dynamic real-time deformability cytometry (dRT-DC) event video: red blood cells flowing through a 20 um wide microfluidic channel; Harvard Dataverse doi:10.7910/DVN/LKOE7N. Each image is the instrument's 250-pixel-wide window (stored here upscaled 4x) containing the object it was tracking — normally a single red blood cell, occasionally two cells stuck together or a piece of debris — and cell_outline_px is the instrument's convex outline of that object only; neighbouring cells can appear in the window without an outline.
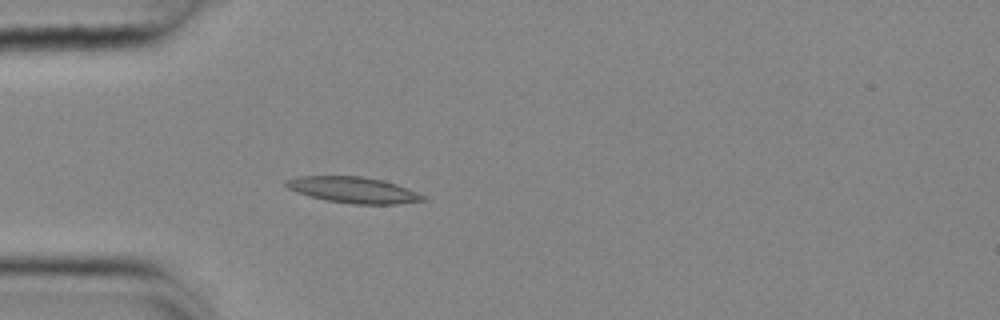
{"species": "common noctule bat (a hibernating species)", "species_latin": "Nyctalus noctula", "temperature_condition": "cold", "stored_images_in_passage": 40, "camera_frame_rate_fps": 3000, "um_per_image_px": 0.085, "animal": {"sex": "female", "body_mass_g": 25.1}, "frame": {"image": 1, "passage_image": 1, "time_ms": 0.0, "image_size_px": [1000, 320], "cell_outline_px": [[428, 200], [396, 204], [352, 204], [324, 200], [296, 192], [288, 188], [284, 184], [284, 180], [300, 176], [360, 176], [384, 180], [408, 188], [424, 196]], "centroid_in_image_um": [30.02, 16.14], "position_along_channel_um": 55.0, "area_um2": 20.87}}
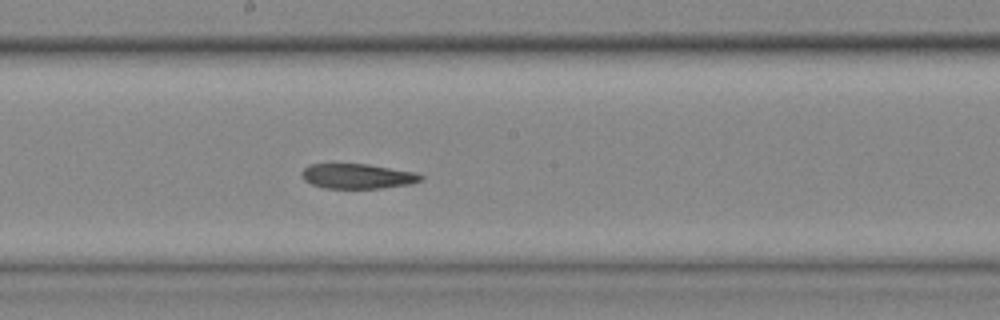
{"frame": {"image": 2, "passage_image": 15, "time_ms": 4.667, "image_size_px": [1000, 320], "cell_outline_px": [[424, 180], [412, 184], [380, 188], [324, 188], [312, 184], [304, 180], [300, 172], [304, 168], [312, 164], [368, 164], [416, 172], [424, 176]], "centroid_in_image_um": [30.43, 14.98], "position_along_channel_um": 217.8, "area_um2": 17.4}}
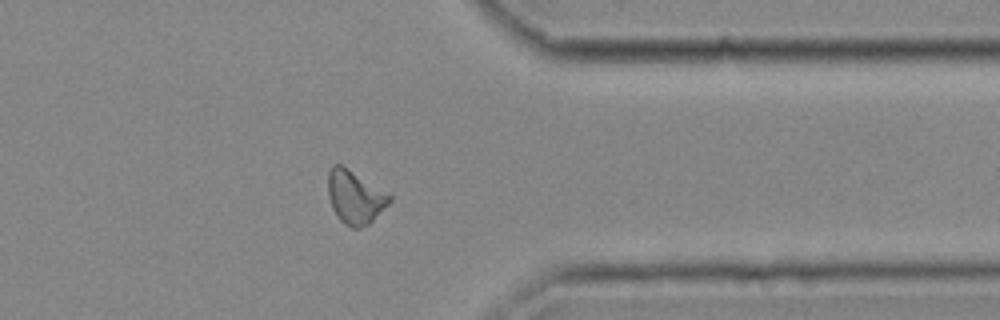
{"frame": {"image": 3, "passage_image": 29, "time_ms": 9.333, "image_size_px": [1000, 320], "cell_outline_px": [[392, 200], [368, 224], [360, 228], [352, 228], [344, 224], [336, 216], [332, 208], [328, 196], [328, 172], [332, 164], [340, 164], [388, 192], [392, 196]], "centroid_in_image_um": [30.16, 16.75], "position_along_channel_um": 381.2, "area_um2": 19.07}, "authors_computed_cell_mechanics": {"area_um2": 18.5249, "velocity_mm_per_s": 3.6611, "shape_relaxation_time_tau1_ms": 7.1928, "shape_relaxation_time_tau2_ms": null, "deformation_change_tau1": 0.1334, "deformation_change_tau2": null}}